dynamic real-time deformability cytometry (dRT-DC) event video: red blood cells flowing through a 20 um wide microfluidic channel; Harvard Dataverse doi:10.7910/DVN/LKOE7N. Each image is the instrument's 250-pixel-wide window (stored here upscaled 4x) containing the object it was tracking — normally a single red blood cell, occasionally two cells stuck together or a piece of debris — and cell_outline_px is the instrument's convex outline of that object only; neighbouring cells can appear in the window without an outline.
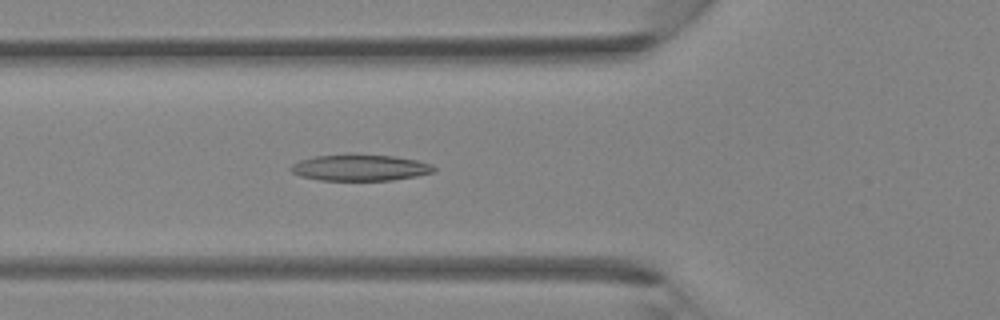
{"species": "Egyptian fruit bat (a non-hibernating species)", "species_latin": "Rousettus aegyptiacus", "temperature_condition": "room temperature", "stored_images_in_passage": 39, "camera_frame_rate_fps": 3000, "um_per_image_px": 0.085, "animal": {"sex": "female"}, "frame": {"image": 1, "passage_image": 14, "time_ms": 4.333, "image_size_px": [1000, 320], "cell_outline_px": [[436, 172], [416, 176], [392, 180], [320, 180], [300, 176], [292, 172], [288, 168], [292, 164], [300, 160], [316, 156], [348, 152], [396, 156], [416, 160], [432, 164], [436, 168]], "centroid_in_image_um": [30.61, 14.22], "position_along_channel_um": 95.2, "area_um2": 22.54}}
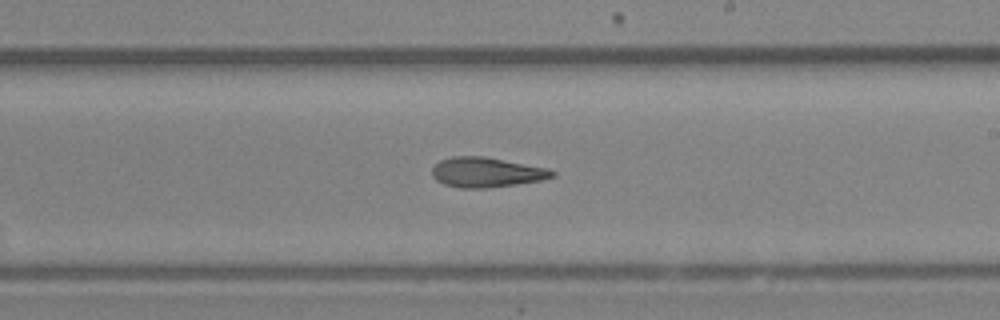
{"frame": {"image": 2, "passage_image": 23, "time_ms": 7.333, "image_size_px": [1000, 320], "cell_outline_px": [[556, 176], [540, 180], [516, 184], [484, 188], [460, 188], [444, 184], [436, 180], [432, 176], [432, 168], [440, 160], [452, 156], [484, 156], [548, 168], [556, 172]], "centroid_in_image_um": [41.34, 14.64], "position_along_channel_um": 247.7, "area_um2": 20.92}}
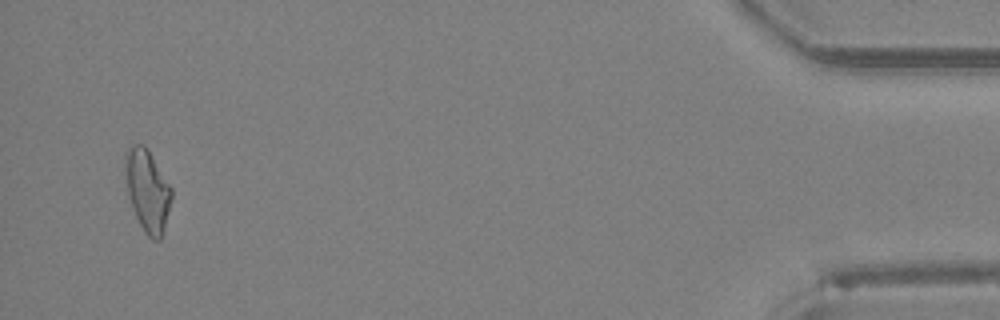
{"frame": {"image": 3, "passage_image": 38, "time_ms": 12.333, "image_size_px": [1000, 320], "cell_outline_px": [[172, 196], [160, 240], [152, 240], [144, 232], [132, 208], [128, 192], [124, 168], [124, 152], [132, 144], [144, 144], [172, 188]], "centroid_in_image_um": [12.5, 16.16], "position_along_channel_um": 422.7, "area_um2": 21.85}}